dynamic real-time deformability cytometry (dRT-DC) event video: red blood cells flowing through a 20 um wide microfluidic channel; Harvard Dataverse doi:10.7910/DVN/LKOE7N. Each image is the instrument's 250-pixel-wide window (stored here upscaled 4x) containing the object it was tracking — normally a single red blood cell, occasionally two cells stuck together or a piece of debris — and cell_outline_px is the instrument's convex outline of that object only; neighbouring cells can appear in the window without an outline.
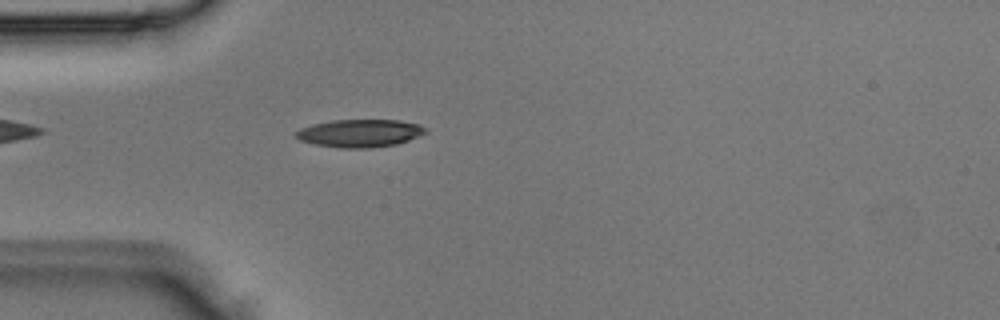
{"species": "Egyptian fruit bat (a non-hibernating species)", "species_latin": "Rousettus aegyptiacus", "temperature_condition": "room temperature", "stored_images_in_passage": 4, "camera_frame_rate_fps": 3000, "um_per_image_px": 0.085, "animal": {"sex": "male"}, "frame": {"image": 1, "passage_image": 4, "time_ms": 1.0, "image_size_px": [1000, 320], "cell_outline_px": [[428, 132], [408, 140], [396, 144], [372, 148], [340, 148], [316, 144], [300, 140], [292, 132], [300, 128], [312, 124], [332, 120], [400, 120], [420, 124], [428, 128]], "centroid_in_image_um": [30.6, 11.31], "position_along_channel_um": 54.4, "area_um2": 21.15}}